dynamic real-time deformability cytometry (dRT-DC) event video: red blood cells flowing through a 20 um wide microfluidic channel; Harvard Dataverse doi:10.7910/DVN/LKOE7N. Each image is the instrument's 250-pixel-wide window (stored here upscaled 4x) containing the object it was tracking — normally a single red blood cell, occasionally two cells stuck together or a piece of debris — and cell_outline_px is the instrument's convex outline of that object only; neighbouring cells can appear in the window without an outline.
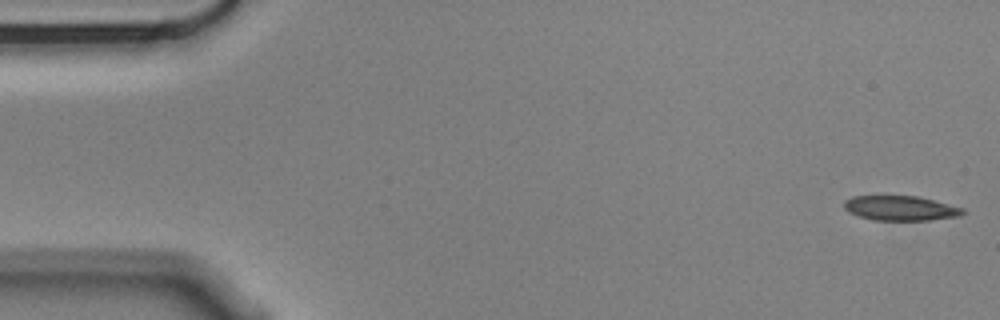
{"species": "Egyptian fruit bat (a non-hibernating species)", "species_latin": "Rousettus aegyptiacus", "temperature_condition": "cold", "stored_images_in_passage": 56, "camera_frame_rate_fps": 3000, "um_per_image_px": 0.085, "animal": {"sex": "male"}, "frame": {"image": 1, "passage_image": 1, "time_ms": 0.0, "image_size_px": [1000, 320], "cell_outline_px": [[968, 212], [960, 216], [928, 220], [872, 220], [848, 212], [844, 208], [844, 200], [852, 196], [920, 196], [964, 208]], "centroid_in_image_um": [76.58, 17.69], "position_along_channel_um": 8.4, "area_um2": 17.28}}
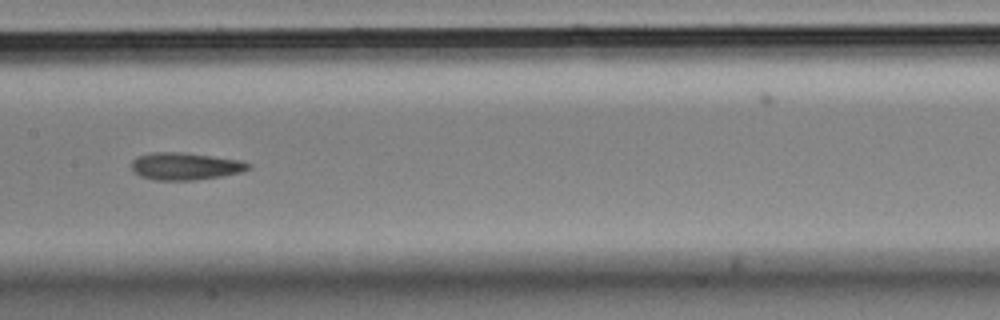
{"frame": {"image": 2, "passage_image": 27, "time_ms": 8.667, "image_size_px": [1000, 320], "cell_outline_px": [[252, 168], [244, 172], [196, 180], [156, 180], [140, 176], [132, 172], [132, 160], [136, 156], [152, 152], [180, 152], [240, 160], [252, 164]], "centroid_in_image_um": [15.75, 14.13], "position_along_channel_um": 191.7, "area_um2": 18.73}}
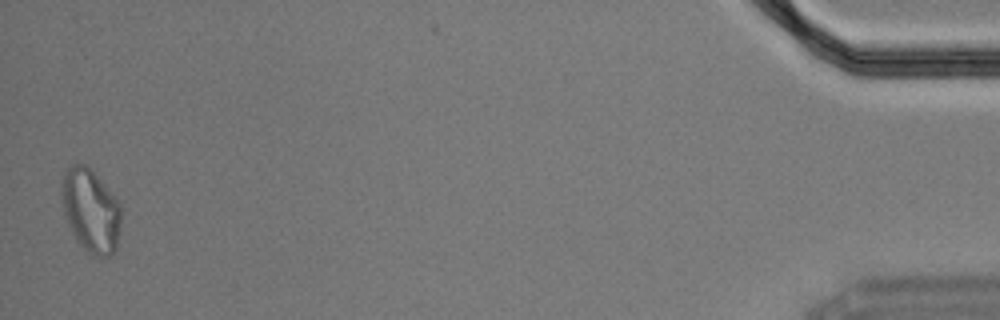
{"frame": {"image": 3, "passage_image": 55, "time_ms": 18.0, "image_size_px": [1000, 320], "cell_outline_px": [[120, 228], [116, 248], [112, 256], [96, 256], [88, 252], [76, 240], [68, 224], [64, 212], [60, 196], [60, 180], [64, 172], [72, 164], [84, 164], [96, 176], [120, 204]], "centroid_in_image_um": [7.67, 17.91], "position_along_channel_um": 427.5, "area_um2": 28.67}, "authors_computed_cell_mechanics": {"area_um2": 18.5538, "velocity_mm_per_s": 3.5239, "shape_relaxation_time_tau1_ms": null, "shape_relaxation_time_tau2_ms": 9.6022, "deformation_change_tau1": null, "deformation_change_tau2": 0.1575}}